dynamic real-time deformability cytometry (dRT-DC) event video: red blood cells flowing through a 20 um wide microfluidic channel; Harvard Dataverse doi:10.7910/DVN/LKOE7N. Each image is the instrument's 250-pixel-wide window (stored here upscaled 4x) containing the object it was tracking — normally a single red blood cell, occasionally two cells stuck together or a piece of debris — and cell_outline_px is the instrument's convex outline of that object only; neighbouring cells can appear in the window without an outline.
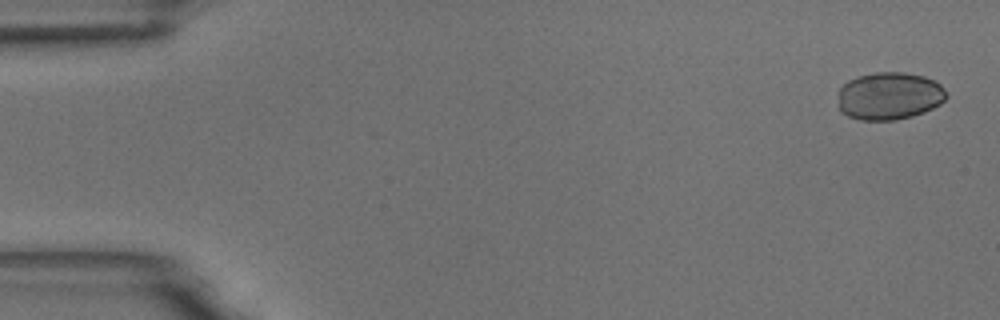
{"species": "common noctule bat (a hibernating species)", "species_latin": "Nyctalus noctula", "temperature_condition": "room temperature", "stored_images_in_passage": 54, "camera_frame_rate_fps": 3000, "um_per_image_px": 0.085, "animal": {"sex": "male", "body_mass_g": 18.8}, "frame": {"image": 1, "passage_image": 2, "time_ms": 0.333, "image_size_px": [1000, 320], "cell_outline_px": [[948, 96], [940, 104], [924, 112], [912, 116], [896, 120], [860, 120], [848, 116], [840, 112], [840, 88], [848, 80], [860, 76], [876, 72], [904, 72], [924, 76], [940, 84], [944, 88]], "centroid_in_image_um": [75.61, 8.16], "position_along_channel_um": 9.4, "area_um2": 30.0}}
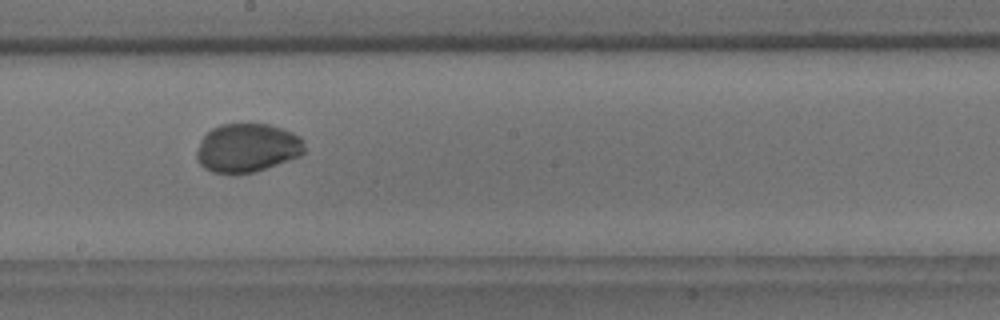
{"frame": {"image": 2, "passage_image": 30, "time_ms": 9.667, "image_size_px": [1000, 320], "cell_outline_px": [[304, 152], [300, 156], [252, 172], [212, 172], [204, 168], [196, 160], [196, 152], [200, 140], [212, 128], [220, 124], [268, 124], [292, 132], [300, 136], [304, 140]], "centroid_in_image_um": [21.0, 12.55], "position_along_channel_um": 227.2, "area_um2": 30.29}}
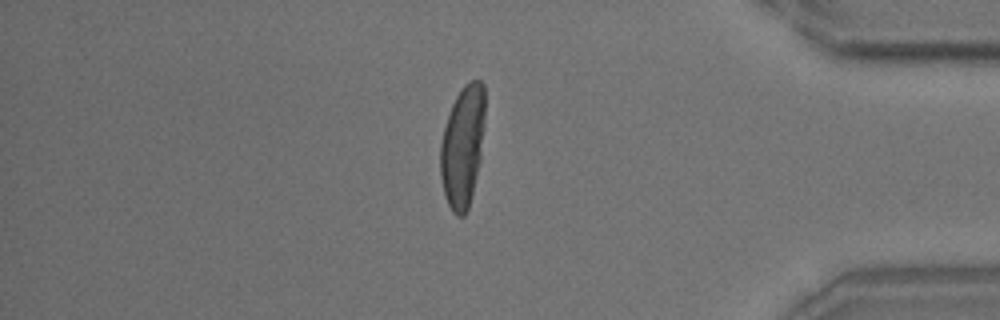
{"frame": {"image": 3, "passage_image": 46, "time_ms": 15.0, "image_size_px": [1000, 320], "cell_outline_px": [[484, 128], [480, 160], [468, 208], [464, 216], [456, 216], [452, 212], [444, 196], [440, 176], [440, 144], [444, 128], [452, 104], [456, 96], [464, 84], [472, 80], [480, 80], [484, 84]], "centroid_in_image_um": [39.31, 12.44], "position_along_channel_um": 395.9, "area_um2": 31.62}}